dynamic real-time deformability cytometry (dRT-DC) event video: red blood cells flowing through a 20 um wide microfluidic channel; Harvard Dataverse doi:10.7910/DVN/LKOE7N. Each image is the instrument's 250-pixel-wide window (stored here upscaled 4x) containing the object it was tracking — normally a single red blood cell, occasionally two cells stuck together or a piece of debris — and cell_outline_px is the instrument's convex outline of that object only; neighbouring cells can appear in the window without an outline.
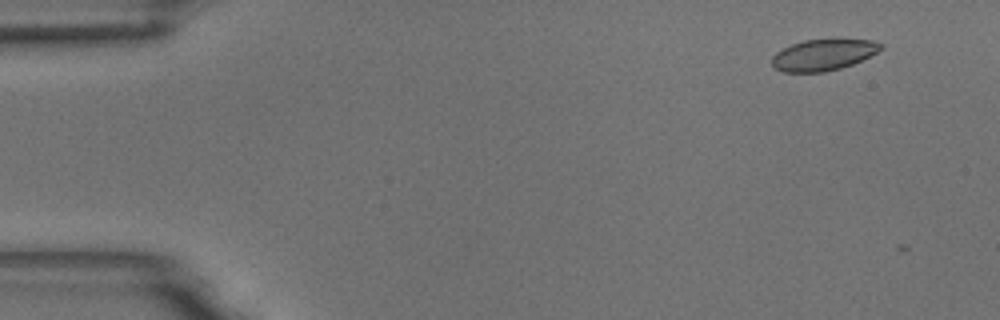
{"species": "common noctule bat (a hibernating species)", "species_latin": "Nyctalus noctula", "temperature_condition": "room temperature", "stored_images_in_passage": 2, "camera_frame_rate_fps": 3000, "um_per_image_px": 0.085, "animal": {"sex": "male", "body_mass_g": 18.8}, "frame": {"image": 1, "passage_image": 1, "time_ms": 0.0, "image_size_px": [1000, 320], "cell_outline_px": [[884, 48], [852, 64], [840, 68], [824, 72], [784, 72], [776, 68], [772, 64], [772, 56], [776, 52], [792, 44], [804, 40], [832, 36], [872, 40], [884, 44]], "centroid_in_image_um": [70.02, 4.6], "position_along_channel_um": 15.0, "area_um2": 20.46}}